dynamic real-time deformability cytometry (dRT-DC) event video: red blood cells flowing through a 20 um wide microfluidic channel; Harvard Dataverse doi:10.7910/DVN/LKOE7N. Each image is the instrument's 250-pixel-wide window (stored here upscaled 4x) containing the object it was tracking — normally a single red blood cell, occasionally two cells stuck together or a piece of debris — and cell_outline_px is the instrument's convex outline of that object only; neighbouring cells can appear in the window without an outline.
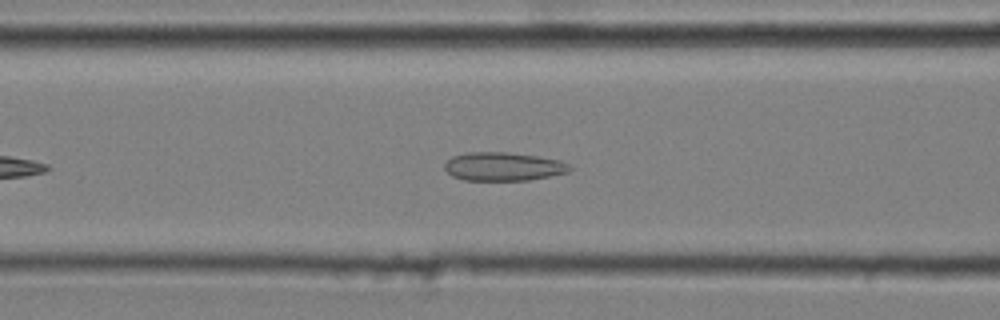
{"species": "common noctule bat (a hibernating species)", "species_latin": "Nyctalus noctula", "temperature_condition": "cold", "stored_images_in_passage": 30, "camera_frame_rate_fps": 3000, "um_per_image_px": 0.085, "animal": {"sex": "male", "body_mass_g": 20.4}, "frame": {"image": 1, "passage_image": 12, "time_ms": 3.667, "image_size_px": [1000, 320], "cell_outline_px": [[572, 168], [568, 172], [528, 180], [464, 180], [452, 176], [444, 168], [444, 164], [452, 156], [464, 152], [504, 152], [536, 156], [560, 160], [568, 164]], "centroid_in_image_um": [42.74, 14.15], "position_along_channel_um": 123.9, "area_um2": 20.69}}
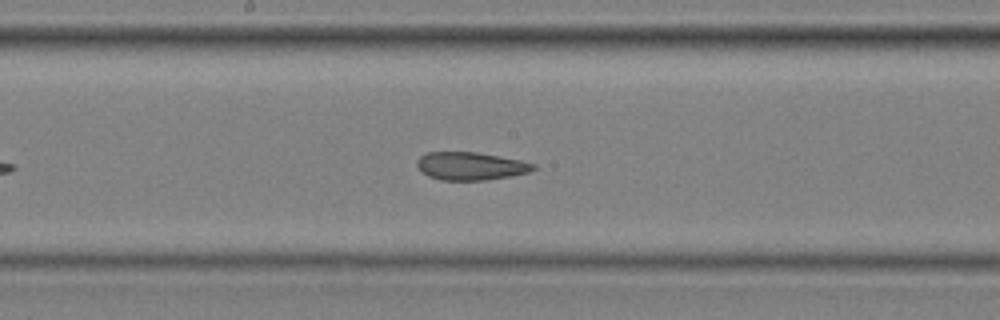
{"frame": {"image": 2, "passage_image": 19, "time_ms": 6.0, "image_size_px": [1000, 320], "cell_outline_px": [[536, 168], [528, 172], [508, 176], [484, 180], [440, 180], [428, 176], [416, 164], [416, 160], [420, 156], [428, 152], [476, 152], [500, 156], [520, 160], [536, 164]], "centroid_in_image_um": [39.99, 14.11], "position_along_channel_um": 208.2, "area_um2": 18.79}}
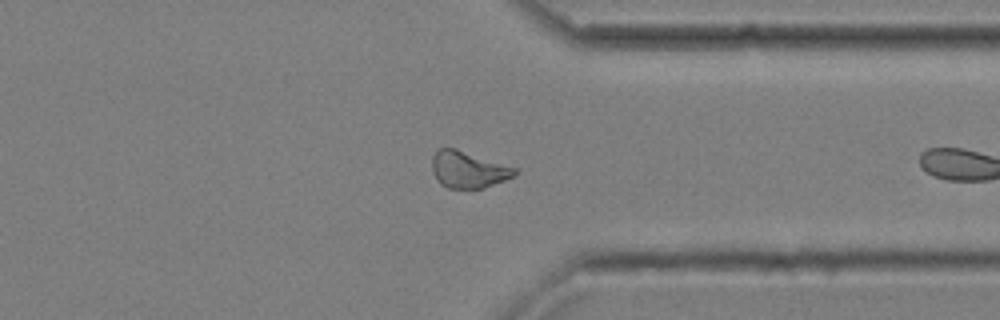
{"frame": {"image": 3, "passage_image": 29, "time_ms": 9.333, "image_size_px": [1000, 320], "cell_outline_px": [[520, 172], [504, 180], [484, 188], [448, 188], [440, 184], [432, 172], [432, 156], [436, 148], [456, 148], [520, 168]], "centroid_in_image_um": [39.82, 14.39], "position_along_channel_um": 371.6, "area_um2": 18.03}}